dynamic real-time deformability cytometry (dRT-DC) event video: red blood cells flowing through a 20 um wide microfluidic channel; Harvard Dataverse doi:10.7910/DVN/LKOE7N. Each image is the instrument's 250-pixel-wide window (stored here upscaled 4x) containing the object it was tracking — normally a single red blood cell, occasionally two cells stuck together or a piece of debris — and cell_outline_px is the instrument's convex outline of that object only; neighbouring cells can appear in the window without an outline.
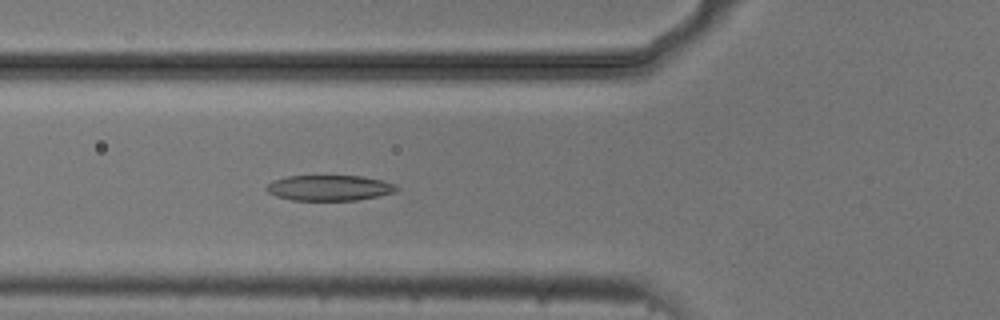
{"species": "common noctule bat (a hibernating species)", "species_latin": "Nyctalus noctula", "temperature_condition": "cold", "stored_images_in_passage": 5, "camera_frame_rate_fps": 3000, "um_per_image_px": 0.085, "animal": {"sex": "male", "body_mass_g": 20.5, "forearm_length_mm": 52.5}, "frame": {"image": 1, "passage_image": 5, "time_ms": 1.333, "image_size_px": [1000, 320], "cell_outline_px": [[400, 188], [396, 192], [356, 200], [292, 200], [276, 196], [268, 192], [264, 188], [272, 180], [288, 176], [364, 176], [384, 180]], "centroid_in_image_um": [27.99, 15.96], "position_along_channel_um": 97.8, "area_um2": 19.36}}